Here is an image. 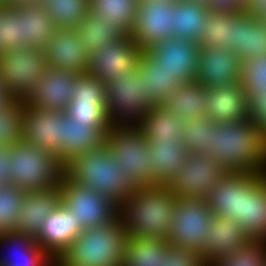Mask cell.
I'll use <instances>...</instances> for the list:
<instances>
[{"label": "cell", "mask_w": 266, "mask_h": 266, "mask_svg": "<svg viewBox=\"0 0 266 266\" xmlns=\"http://www.w3.org/2000/svg\"><path fill=\"white\" fill-rule=\"evenodd\" d=\"M209 156L229 172L266 173V135L249 119L215 124Z\"/></svg>", "instance_id": "cell-1"}, {"label": "cell", "mask_w": 266, "mask_h": 266, "mask_svg": "<svg viewBox=\"0 0 266 266\" xmlns=\"http://www.w3.org/2000/svg\"><path fill=\"white\" fill-rule=\"evenodd\" d=\"M177 200L167 186L137 187L118 207L127 236L167 240Z\"/></svg>", "instance_id": "cell-2"}, {"label": "cell", "mask_w": 266, "mask_h": 266, "mask_svg": "<svg viewBox=\"0 0 266 266\" xmlns=\"http://www.w3.org/2000/svg\"><path fill=\"white\" fill-rule=\"evenodd\" d=\"M122 171V165L115 161L105 143L95 150L73 157L65 164V175L72 182L96 190L118 207L136 191Z\"/></svg>", "instance_id": "cell-3"}, {"label": "cell", "mask_w": 266, "mask_h": 266, "mask_svg": "<svg viewBox=\"0 0 266 266\" xmlns=\"http://www.w3.org/2000/svg\"><path fill=\"white\" fill-rule=\"evenodd\" d=\"M127 239L117 216L109 224L84 229L58 259L66 266H122Z\"/></svg>", "instance_id": "cell-4"}, {"label": "cell", "mask_w": 266, "mask_h": 266, "mask_svg": "<svg viewBox=\"0 0 266 266\" xmlns=\"http://www.w3.org/2000/svg\"><path fill=\"white\" fill-rule=\"evenodd\" d=\"M8 183L24 192L60 186L65 164L57 155L22 142L8 148Z\"/></svg>", "instance_id": "cell-5"}, {"label": "cell", "mask_w": 266, "mask_h": 266, "mask_svg": "<svg viewBox=\"0 0 266 266\" xmlns=\"http://www.w3.org/2000/svg\"><path fill=\"white\" fill-rule=\"evenodd\" d=\"M115 161L122 165L127 179L137 188L153 186L154 162L150 160L148 141L137 125L111 126L105 135Z\"/></svg>", "instance_id": "cell-6"}, {"label": "cell", "mask_w": 266, "mask_h": 266, "mask_svg": "<svg viewBox=\"0 0 266 266\" xmlns=\"http://www.w3.org/2000/svg\"><path fill=\"white\" fill-rule=\"evenodd\" d=\"M134 70L122 80L106 83V115L111 126L137 125L152 109V96Z\"/></svg>", "instance_id": "cell-7"}, {"label": "cell", "mask_w": 266, "mask_h": 266, "mask_svg": "<svg viewBox=\"0 0 266 266\" xmlns=\"http://www.w3.org/2000/svg\"><path fill=\"white\" fill-rule=\"evenodd\" d=\"M47 68L45 50L38 46L0 52V79L13 98L26 100Z\"/></svg>", "instance_id": "cell-8"}, {"label": "cell", "mask_w": 266, "mask_h": 266, "mask_svg": "<svg viewBox=\"0 0 266 266\" xmlns=\"http://www.w3.org/2000/svg\"><path fill=\"white\" fill-rule=\"evenodd\" d=\"M229 172L206 153H188L182 167L164 185L181 200L207 198Z\"/></svg>", "instance_id": "cell-9"}, {"label": "cell", "mask_w": 266, "mask_h": 266, "mask_svg": "<svg viewBox=\"0 0 266 266\" xmlns=\"http://www.w3.org/2000/svg\"><path fill=\"white\" fill-rule=\"evenodd\" d=\"M214 215L205 198L178 199L167 241L171 246L199 253L207 244V234Z\"/></svg>", "instance_id": "cell-10"}, {"label": "cell", "mask_w": 266, "mask_h": 266, "mask_svg": "<svg viewBox=\"0 0 266 266\" xmlns=\"http://www.w3.org/2000/svg\"><path fill=\"white\" fill-rule=\"evenodd\" d=\"M62 203L70 209L83 229L111 223L118 216V206L96 190L72 182L66 175L60 183Z\"/></svg>", "instance_id": "cell-11"}, {"label": "cell", "mask_w": 266, "mask_h": 266, "mask_svg": "<svg viewBox=\"0 0 266 266\" xmlns=\"http://www.w3.org/2000/svg\"><path fill=\"white\" fill-rule=\"evenodd\" d=\"M141 53L132 36L126 34L89 55L88 73L105 84L120 81L135 70Z\"/></svg>", "instance_id": "cell-12"}, {"label": "cell", "mask_w": 266, "mask_h": 266, "mask_svg": "<svg viewBox=\"0 0 266 266\" xmlns=\"http://www.w3.org/2000/svg\"><path fill=\"white\" fill-rule=\"evenodd\" d=\"M199 43L171 38L158 42L144 52L165 74L176 76L180 84L195 81L199 70Z\"/></svg>", "instance_id": "cell-13"}, {"label": "cell", "mask_w": 266, "mask_h": 266, "mask_svg": "<svg viewBox=\"0 0 266 266\" xmlns=\"http://www.w3.org/2000/svg\"><path fill=\"white\" fill-rule=\"evenodd\" d=\"M106 84L89 73L80 74L75 81L72 99L65 113L77 122L94 123L107 134L111 125L106 115Z\"/></svg>", "instance_id": "cell-14"}, {"label": "cell", "mask_w": 266, "mask_h": 266, "mask_svg": "<svg viewBox=\"0 0 266 266\" xmlns=\"http://www.w3.org/2000/svg\"><path fill=\"white\" fill-rule=\"evenodd\" d=\"M176 1H140L134 29L130 33L142 51L173 38Z\"/></svg>", "instance_id": "cell-15"}, {"label": "cell", "mask_w": 266, "mask_h": 266, "mask_svg": "<svg viewBox=\"0 0 266 266\" xmlns=\"http://www.w3.org/2000/svg\"><path fill=\"white\" fill-rule=\"evenodd\" d=\"M228 49L241 62L266 55V23L244 11L228 12Z\"/></svg>", "instance_id": "cell-16"}, {"label": "cell", "mask_w": 266, "mask_h": 266, "mask_svg": "<svg viewBox=\"0 0 266 266\" xmlns=\"http://www.w3.org/2000/svg\"><path fill=\"white\" fill-rule=\"evenodd\" d=\"M23 142L58 155L62 147L61 112L39 109L25 102Z\"/></svg>", "instance_id": "cell-17"}, {"label": "cell", "mask_w": 266, "mask_h": 266, "mask_svg": "<svg viewBox=\"0 0 266 266\" xmlns=\"http://www.w3.org/2000/svg\"><path fill=\"white\" fill-rule=\"evenodd\" d=\"M241 68L240 58L224 46L200 48L196 81L205 88L240 83Z\"/></svg>", "instance_id": "cell-18"}, {"label": "cell", "mask_w": 266, "mask_h": 266, "mask_svg": "<svg viewBox=\"0 0 266 266\" xmlns=\"http://www.w3.org/2000/svg\"><path fill=\"white\" fill-rule=\"evenodd\" d=\"M78 76L73 72L48 67L25 102L39 109L65 112Z\"/></svg>", "instance_id": "cell-19"}, {"label": "cell", "mask_w": 266, "mask_h": 266, "mask_svg": "<svg viewBox=\"0 0 266 266\" xmlns=\"http://www.w3.org/2000/svg\"><path fill=\"white\" fill-rule=\"evenodd\" d=\"M44 50L48 67L78 75L88 73L89 54L77 29H56Z\"/></svg>", "instance_id": "cell-20"}, {"label": "cell", "mask_w": 266, "mask_h": 266, "mask_svg": "<svg viewBox=\"0 0 266 266\" xmlns=\"http://www.w3.org/2000/svg\"><path fill=\"white\" fill-rule=\"evenodd\" d=\"M240 194L239 225L252 240H266V173L254 174Z\"/></svg>", "instance_id": "cell-21"}, {"label": "cell", "mask_w": 266, "mask_h": 266, "mask_svg": "<svg viewBox=\"0 0 266 266\" xmlns=\"http://www.w3.org/2000/svg\"><path fill=\"white\" fill-rule=\"evenodd\" d=\"M83 230L73 212L61 203L47 217L35 239L52 258H58Z\"/></svg>", "instance_id": "cell-22"}, {"label": "cell", "mask_w": 266, "mask_h": 266, "mask_svg": "<svg viewBox=\"0 0 266 266\" xmlns=\"http://www.w3.org/2000/svg\"><path fill=\"white\" fill-rule=\"evenodd\" d=\"M62 203L60 186L41 191L26 192L15 231L36 238L47 217Z\"/></svg>", "instance_id": "cell-23"}, {"label": "cell", "mask_w": 266, "mask_h": 266, "mask_svg": "<svg viewBox=\"0 0 266 266\" xmlns=\"http://www.w3.org/2000/svg\"><path fill=\"white\" fill-rule=\"evenodd\" d=\"M205 116L214 123L238 122L247 119L245 88L240 83L207 88Z\"/></svg>", "instance_id": "cell-24"}, {"label": "cell", "mask_w": 266, "mask_h": 266, "mask_svg": "<svg viewBox=\"0 0 266 266\" xmlns=\"http://www.w3.org/2000/svg\"><path fill=\"white\" fill-rule=\"evenodd\" d=\"M206 238L207 244L200 255L208 266L252 241L242 226L234 220L216 216L212 219Z\"/></svg>", "instance_id": "cell-25"}, {"label": "cell", "mask_w": 266, "mask_h": 266, "mask_svg": "<svg viewBox=\"0 0 266 266\" xmlns=\"http://www.w3.org/2000/svg\"><path fill=\"white\" fill-rule=\"evenodd\" d=\"M62 147L58 158L67 164L73 157L88 153L105 143V133L94 123L77 122L61 112Z\"/></svg>", "instance_id": "cell-26"}, {"label": "cell", "mask_w": 266, "mask_h": 266, "mask_svg": "<svg viewBox=\"0 0 266 266\" xmlns=\"http://www.w3.org/2000/svg\"><path fill=\"white\" fill-rule=\"evenodd\" d=\"M249 172L228 173L206 198L216 217L232 219L239 225L241 187L254 175Z\"/></svg>", "instance_id": "cell-27"}, {"label": "cell", "mask_w": 266, "mask_h": 266, "mask_svg": "<svg viewBox=\"0 0 266 266\" xmlns=\"http://www.w3.org/2000/svg\"><path fill=\"white\" fill-rule=\"evenodd\" d=\"M10 247L6 256L1 255L0 266H50L53 258L40 247L36 239L21 232L0 234V245ZM12 251V252H9Z\"/></svg>", "instance_id": "cell-28"}, {"label": "cell", "mask_w": 266, "mask_h": 266, "mask_svg": "<svg viewBox=\"0 0 266 266\" xmlns=\"http://www.w3.org/2000/svg\"><path fill=\"white\" fill-rule=\"evenodd\" d=\"M210 9L202 0H178L173 14V38L200 43Z\"/></svg>", "instance_id": "cell-29"}, {"label": "cell", "mask_w": 266, "mask_h": 266, "mask_svg": "<svg viewBox=\"0 0 266 266\" xmlns=\"http://www.w3.org/2000/svg\"><path fill=\"white\" fill-rule=\"evenodd\" d=\"M185 123L186 120L162 106H154L137 127L148 141V146H158L161 141L181 142Z\"/></svg>", "instance_id": "cell-30"}, {"label": "cell", "mask_w": 266, "mask_h": 266, "mask_svg": "<svg viewBox=\"0 0 266 266\" xmlns=\"http://www.w3.org/2000/svg\"><path fill=\"white\" fill-rule=\"evenodd\" d=\"M17 18L20 22L21 47L38 46L45 49L56 28L44 6H17Z\"/></svg>", "instance_id": "cell-31"}, {"label": "cell", "mask_w": 266, "mask_h": 266, "mask_svg": "<svg viewBox=\"0 0 266 266\" xmlns=\"http://www.w3.org/2000/svg\"><path fill=\"white\" fill-rule=\"evenodd\" d=\"M208 90L202 83L190 81L180 84L166 98L162 107L178 117L189 120L205 117Z\"/></svg>", "instance_id": "cell-32"}, {"label": "cell", "mask_w": 266, "mask_h": 266, "mask_svg": "<svg viewBox=\"0 0 266 266\" xmlns=\"http://www.w3.org/2000/svg\"><path fill=\"white\" fill-rule=\"evenodd\" d=\"M77 34L90 55L94 50H99L111 44L127 33L116 23L108 24L103 16L89 12L84 21L77 28Z\"/></svg>", "instance_id": "cell-33"}, {"label": "cell", "mask_w": 266, "mask_h": 266, "mask_svg": "<svg viewBox=\"0 0 266 266\" xmlns=\"http://www.w3.org/2000/svg\"><path fill=\"white\" fill-rule=\"evenodd\" d=\"M150 160L154 162L153 185L164 186L179 168L188 152L182 142L161 141L158 146H148Z\"/></svg>", "instance_id": "cell-34"}, {"label": "cell", "mask_w": 266, "mask_h": 266, "mask_svg": "<svg viewBox=\"0 0 266 266\" xmlns=\"http://www.w3.org/2000/svg\"><path fill=\"white\" fill-rule=\"evenodd\" d=\"M135 71L144 79L146 91L151 93L152 107L162 106L167 96L180 85L176 76L161 72L144 51L140 54Z\"/></svg>", "instance_id": "cell-35"}, {"label": "cell", "mask_w": 266, "mask_h": 266, "mask_svg": "<svg viewBox=\"0 0 266 266\" xmlns=\"http://www.w3.org/2000/svg\"><path fill=\"white\" fill-rule=\"evenodd\" d=\"M168 245L167 240L128 236L122 266H160Z\"/></svg>", "instance_id": "cell-36"}, {"label": "cell", "mask_w": 266, "mask_h": 266, "mask_svg": "<svg viewBox=\"0 0 266 266\" xmlns=\"http://www.w3.org/2000/svg\"><path fill=\"white\" fill-rule=\"evenodd\" d=\"M138 0H89V12L103 16L108 24H118L127 34L134 29Z\"/></svg>", "instance_id": "cell-37"}, {"label": "cell", "mask_w": 266, "mask_h": 266, "mask_svg": "<svg viewBox=\"0 0 266 266\" xmlns=\"http://www.w3.org/2000/svg\"><path fill=\"white\" fill-rule=\"evenodd\" d=\"M24 108L25 100L13 97L0 104V146L10 148L23 142Z\"/></svg>", "instance_id": "cell-38"}, {"label": "cell", "mask_w": 266, "mask_h": 266, "mask_svg": "<svg viewBox=\"0 0 266 266\" xmlns=\"http://www.w3.org/2000/svg\"><path fill=\"white\" fill-rule=\"evenodd\" d=\"M56 29H77L89 14V0H51L44 5Z\"/></svg>", "instance_id": "cell-39"}, {"label": "cell", "mask_w": 266, "mask_h": 266, "mask_svg": "<svg viewBox=\"0 0 266 266\" xmlns=\"http://www.w3.org/2000/svg\"><path fill=\"white\" fill-rule=\"evenodd\" d=\"M215 124L206 116L186 121L181 142L188 153H209L211 130Z\"/></svg>", "instance_id": "cell-40"}, {"label": "cell", "mask_w": 266, "mask_h": 266, "mask_svg": "<svg viewBox=\"0 0 266 266\" xmlns=\"http://www.w3.org/2000/svg\"><path fill=\"white\" fill-rule=\"evenodd\" d=\"M26 192L9 183L0 186V234L15 231Z\"/></svg>", "instance_id": "cell-41"}, {"label": "cell", "mask_w": 266, "mask_h": 266, "mask_svg": "<svg viewBox=\"0 0 266 266\" xmlns=\"http://www.w3.org/2000/svg\"><path fill=\"white\" fill-rule=\"evenodd\" d=\"M211 266H266V240H252L222 256Z\"/></svg>", "instance_id": "cell-42"}, {"label": "cell", "mask_w": 266, "mask_h": 266, "mask_svg": "<svg viewBox=\"0 0 266 266\" xmlns=\"http://www.w3.org/2000/svg\"><path fill=\"white\" fill-rule=\"evenodd\" d=\"M17 48H21V30L17 18V6H1L0 52Z\"/></svg>", "instance_id": "cell-43"}, {"label": "cell", "mask_w": 266, "mask_h": 266, "mask_svg": "<svg viewBox=\"0 0 266 266\" xmlns=\"http://www.w3.org/2000/svg\"><path fill=\"white\" fill-rule=\"evenodd\" d=\"M199 45L200 48L216 45L228 48V12L211 11Z\"/></svg>", "instance_id": "cell-44"}, {"label": "cell", "mask_w": 266, "mask_h": 266, "mask_svg": "<svg viewBox=\"0 0 266 266\" xmlns=\"http://www.w3.org/2000/svg\"><path fill=\"white\" fill-rule=\"evenodd\" d=\"M240 84L245 91L266 92V55L242 62Z\"/></svg>", "instance_id": "cell-45"}, {"label": "cell", "mask_w": 266, "mask_h": 266, "mask_svg": "<svg viewBox=\"0 0 266 266\" xmlns=\"http://www.w3.org/2000/svg\"><path fill=\"white\" fill-rule=\"evenodd\" d=\"M245 92L249 122L266 135V92Z\"/></svg>", "instance_id": "cell-46"}, {"label": "cell", "mask_w": 266, "mask_h": 266, "mask_svg": "<svg viewBox=\"0 0 266 266\" xmlns=\"http://www.w3.org/2000/svg\"><path fill=\"white\" fill-rule=\"evenodd\" d=\"M160 266H208L198 251L167 246V254Z\"/></svg>", "instance_id": "cell-47"}, {"label": "cell", "mask_w": 266, "mask_h": 266, "mask_svg": "<svg viewBox=\"0 0 266 266\" xmlns=\"http://www.w3.org/2000/svg\"><path fill=\"white\" fill-rule=\"evenodd\" d=\"M210 11H242L244 0H202Z\"/></svg>", "instance_id": "cell-48"}, {"label": "cell", "mask_w": 266, "mask_h": 266, "mask_svg": "<svg viewBox=\"0 0 266 266\" xmlns=\"http://www.w3.org/2000/svg\"><path fill=\"white\" fill-rule=\"evenodd\" d=\"M242 11L261 19L266 14V0H244Z\"/></svg>", "instance_id": "cell-49"}, {"label": "cell", "mask_w": 266, "mask_h": 266, "mask_svg": "<svg viewBox=\"0 0 266 266\" xmlns=\"http://www.w3.org/2000/svg\"><path fill=\"white\" fill-rule=\"evenodd\" d=\"M8 148L0 146V186L8 183Z\"/></svg>", "instance_id": "cell-50"}, {"label": "cell", "mask_w": 266, "mask_h": 266, "mask_svg": "<svg viewBox=\"0 0 266 266\" xmlns=\"http://www.w3.org/2000/svg\"><path fill=\"white\" fill-rule=\"evenodd\" d=\"M44 6V0H7V6Z\"/></svg>", "instance_id": "cell-51"}, {"label": "cell", "mask_w": 266, "mask_h": 266, "mask_svg": "<svg viewBox=\"0 0 266 266\" xmlns=\"http://www.w3.org/2000/svg\"><path fill=\"white\" fill-rule=\"evenodd\" d=\"M10 97V94L8 93L5 85L0 79V104H4Z\"/></svg>", "instance_id": "cell-52"}, {"label": "cell", "mask_w": 266, "mask_h": 266, "mask_svg": "<svg viewBox=\"0 0 266 266\" xmlns=\"http://www.w3.org/2000/svg\"><path fill=\"white\" fill-rule=\"evenodd\" d=\"M50 266H66L58 258H53Z\"/></svg>", "instance_id": "cell-53"}, {"label": "cell", "mask_w": 266, "mask_h": 266, "mask_svg": "<svg viewBox=\"0 0 266 266\" xmlns=\"http://www.w3.org/2000/svg\"><path fill=\"white\" fill-rule=\"evenodd\" d=\"M0 6H7V0H0Z\"/></svg>", "instance_id": "cell-54"}, {"label": "cell", "mask_w": 266, "mask_h": 266, "mask_svg": "<svg viewBox=\"0 0 266 266\" xmlns=\"http://www.w3.org/2000/svg\"><path fill=\"white\" fill-rule=\"evenodd\" d=\"M138 1H139V2H140V1H150V2H151V1H158V0H138ZM159 1H171V0H159ZM174 1H178V0H174Z\"/></svg>", "instance_id": "cell-55"}, {"label": "cell", "mask_w": 266, "mask_h": 266, "mask_svg": "<svg viewBox=\"0 0 266 266\" xmlns=\"http://www.w3.org/2000/svg\"><path fill=\"white\" fill-rule=\"evenodd\" d=\"M261 19L266 23V14Z\"/></svg>", "instance_id": "cell-56"}, {"label": "cell", "mask_w": 266, "mask_h": 266, "mask_svg": "<svg viewBox=\"0 0 266 266\" xmlns=\"http://www.w3.org/2000/svg\"><path fill=\"white\" fill-rule=\"evenodd\" d=\"M49 1H51V0H44V5H45L47 2H49Z\"/></svg>", "instance_id": "cell-57"}]
</instances>
